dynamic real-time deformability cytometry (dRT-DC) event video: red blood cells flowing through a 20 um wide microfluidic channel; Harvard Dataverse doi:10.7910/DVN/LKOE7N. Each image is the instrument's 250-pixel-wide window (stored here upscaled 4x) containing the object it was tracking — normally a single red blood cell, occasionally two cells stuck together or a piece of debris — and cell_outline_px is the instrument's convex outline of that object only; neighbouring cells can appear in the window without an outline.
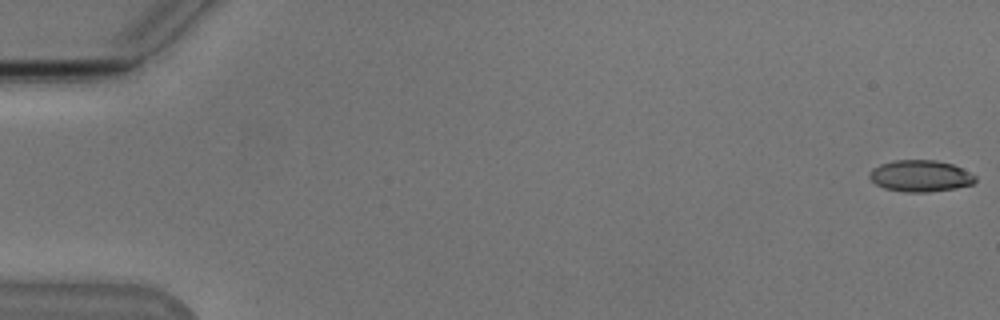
{"species": "Egyptian fruit bat (a non-hibernating species)", "species_latin": "Rousettus aegyptiacus", "temperature_condition": "cold", "stored_images_in_passage": 54, "camera_frame_rate_fps": 3000, "um_per_image_px": 0.085, "animal": {"sex": "male"}, "frame": {"image": 1, "passage_image": 1, "time_ms": 0.0, "image_size_px": [1000, 320], "cell_outline_px": [[976, 180], [972, 184], [956, 188], [928, 192], [904, 192], [884, 188], [876, 184], [868, 176], [872, 168], [880, 164], [892, 160], [936, 160], [952, 164], [976, 176]], "centroid_in_image_um": [78.2, 14.95], "position_along_channel_um": 6.8, "area_um2": 19.42}}
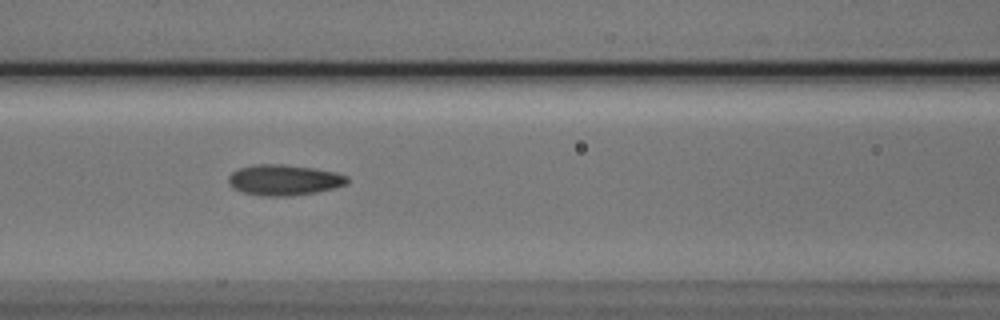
{"frame": {"image": 2, "passage_image": 24, "time_ms": 7.667, "image_size_px": [1000, 320], "cell_outline_px": [[348, 184], [316, 192], [292, 196], [264, 196], [240, 192], [232, 188], [228, 184], [228, 176], [232, 172], [240, 168], [256, 164], [280, 164], [312, 168], [336, 172], [348, 176]], "centroid_in_image_um": [24.11, 15.31], "position_along_channel_um": 142.5, "area_um2": 21.33}}
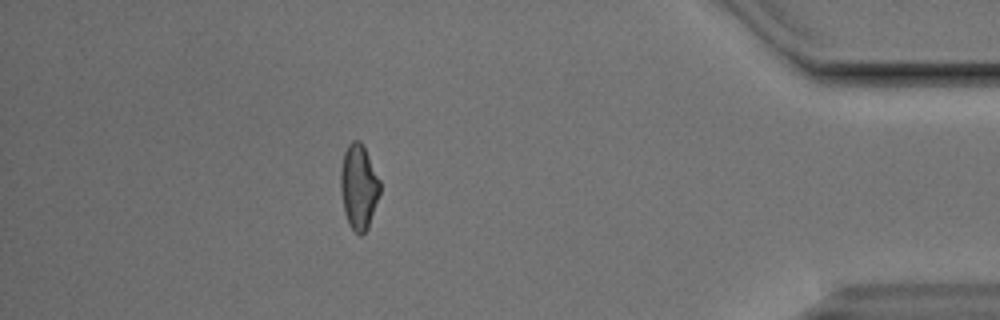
{"frame": {"image": 3, "passage_image": 48, "time_ms": 15.667, "image_size_px": [1000, 320], "cell_outline_px": [[380, 192], [368, 228], [360, 236], [348, 224], [344, 212], [340, 192], [340, 168], [344, 152], [348, 144], [352, 140], [360, 140], [380, 180]], "centroid_in_image_um": [30.47, 15.88], "position_along_channel_um": 404.7, "area_um2": 19.48}, "authors_computed_cell_mechanics": {"area_um2": 19.6809, "velocity_mm_per_s": 3.8432, "shape_relaxation_time_tau1_ms": 4.8962, "shape_relaxation_time_tau2_ms": 1.9604, "deformation_change_tau1": 0.1407, "deformation_change_tau2": 0.0763}}